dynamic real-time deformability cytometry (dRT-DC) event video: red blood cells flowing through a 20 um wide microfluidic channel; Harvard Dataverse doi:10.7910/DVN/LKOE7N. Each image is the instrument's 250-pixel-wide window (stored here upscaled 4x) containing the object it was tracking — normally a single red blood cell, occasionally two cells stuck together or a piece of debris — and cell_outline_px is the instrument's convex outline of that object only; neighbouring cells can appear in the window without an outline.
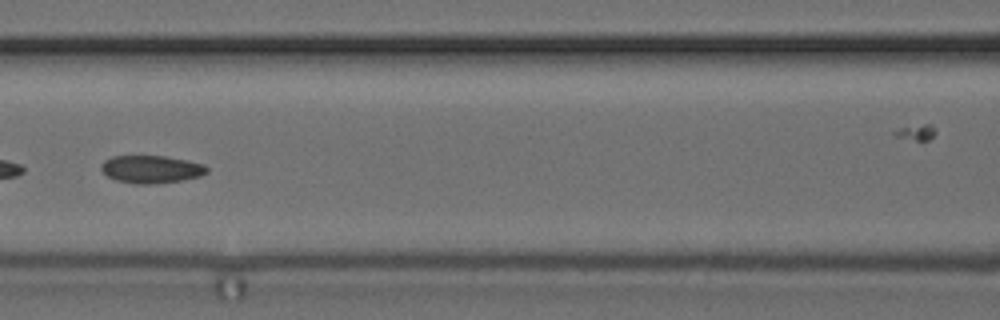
{"species": "common noctule bat (a hibernating species)", "species_latin": "Nyctalus noctula", "temperature_condition": "cold", "stored_images_in_passage": 53, "segment_of_instrument_passage": [2, 2], "camera_frame_rate_fps": 3000, "um_per_image_px": 0.085, "animal": {"sex": "female", "body_mass_g": 24.6, "forearm_length_mm": 56.2}, "frame": {"image": 1, "passage_image": 24, "time_ms": 7.667, "image_size_px": [1000, 320], "cell_outline_px": [[208, 172], [200, 176], [180, 180], [152, 184], [136, 184], [116, 180], [108, 176], [100, 168], [104, 160], [112, 156], [164, 156], [204, 164], [208, 168]], "centroid_in_image_um": [12.84, 14.38], "position_along_channel_um": 153.8, "area_um2": 16.88}}
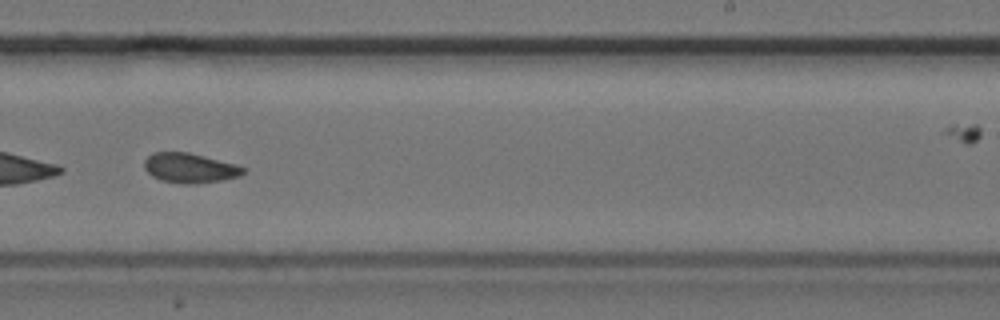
{"frame": {"image": 2, "passage_image": 33, "time_ms": 10.667, "image_size_px": [1000, 320], "cell_outline_px": [[244, 172], [240, 176], [224, 180], [196, 184], [184, 184], [160, 180], [152, 176], [144, 168], [144, 160], [152, 152], [188, 152], [236, 164], [244, 168]], "centroid_in_image_um": [16.12, 14.28], "position_along_channel_um": 272.9, "area_um2": 17.22}}